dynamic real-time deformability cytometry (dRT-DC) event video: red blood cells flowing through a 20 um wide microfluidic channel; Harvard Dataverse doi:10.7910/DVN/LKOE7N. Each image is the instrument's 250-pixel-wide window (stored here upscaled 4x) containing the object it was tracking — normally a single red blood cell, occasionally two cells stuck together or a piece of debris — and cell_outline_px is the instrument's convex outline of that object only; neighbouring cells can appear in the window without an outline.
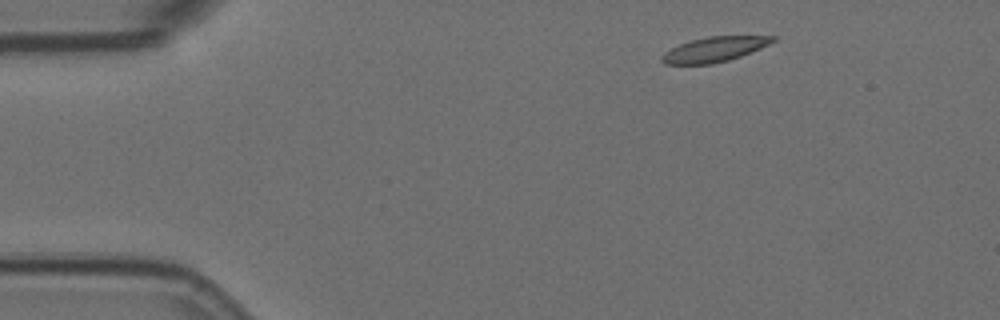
{"species": "Egyptian fruit bat (a non-hibernating species)", "species_latin": "Rousettus aegyptiacus", "temperature_condition": "room temperature", "stored_images_in_passage": 3, "camera_frame_rate_fps": 3000, "um_per_image_px": 0.085, "animal": {"sex": "female"}, "frame": {"image": 1, "passage_image": 1, "time_ms": 0.0, "image_size_px": [1000, 320], "cell_outline_px": [[776, 40], [760, 48], [740, 56], [728, 60], [712, 64], [664, 64], [660, 60], [660, 56], [664, 52], [680, 44], [692, 40], [708, 36], [776, 36]], "centroid_in_image_um": [60.69, 4.2], "position_along_channel_um": 24.3, "area_um2": 15.95}}